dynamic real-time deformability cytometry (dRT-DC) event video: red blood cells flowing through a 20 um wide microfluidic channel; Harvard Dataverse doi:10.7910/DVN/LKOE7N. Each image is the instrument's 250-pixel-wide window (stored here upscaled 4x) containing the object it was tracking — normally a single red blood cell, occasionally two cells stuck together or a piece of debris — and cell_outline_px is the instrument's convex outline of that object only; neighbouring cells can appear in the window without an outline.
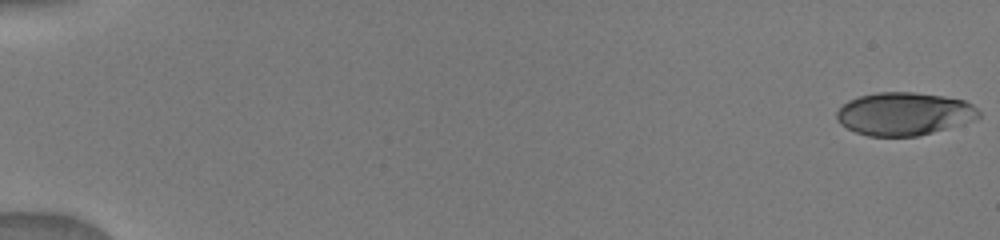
{"species": "human", "species_latin": "Homo sapiens", "temperature_condition": "warm", "stored_images_in_passage": 39, "camera_frame_rate_fps": 3000, "um_per_image_px": 0.085, "donor": {"sex": "male"}, "frame": {"image": 1, "passage_image": 1, "time_ms": 0.0, "image_size_px": [1000, 240], "cell_outline_px": [[980, 116], [972, 120], [960, 124], [932, 132], [916, 136], [868, 136], [856, 132], [840, 124], [836, 120], [836, 112], [848, 100], [860, 96], [880, 92], [912, 92], [944, 96], [964, 100], [972, 104], [980, 112]], "centroid_in_image_um": [76.83, 9.67], "position_along_channel_um": 8.2, "area_um2": 35.32}}
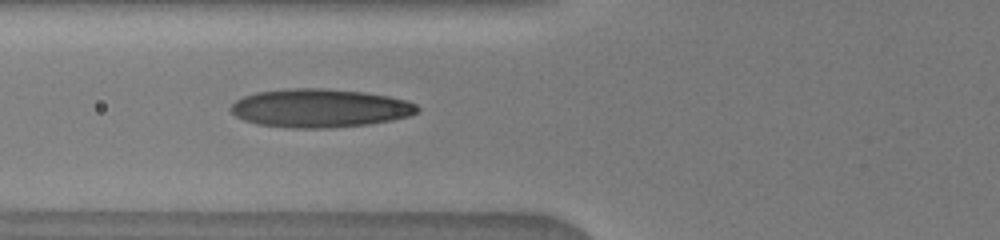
{"frame": {"image": 2, "passage_image": 11, "time_ms": 6.667, "image_size_px": [1000, 240], "cell_outline_px": [[420, 108], [416, 112], [408, 116], [392, 120], [368, 124], [328, 128], [292, 128], [256, 124], [244, 120], [236, 116], [228, 108], [236, 100], [244, 96], [256, 92], [288, 88], [324, 88], [364, 92], [388, 96], [408, 100], [416, 104]], "centroid_in_image_um": [27.17, 9.19], "position_along_channel_um": 98.6, "area_um2": 41.96}}
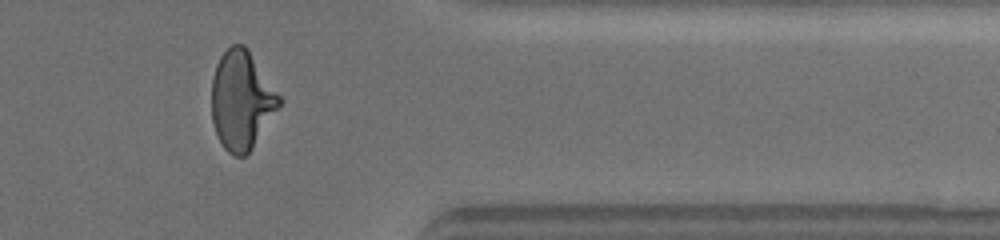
{"frame": {"image": 3, "passage_image": 36, "time_ms": 14.0, "image_size_px": [1000, 240], "cell_outline_px": [[284, 100], [252, 148], [244, 156], [236, 156], [228, 152], [224, 148], [216, 132], [212, 120], [212, 76], [216, 64], [220, 56], [232, 44], [244, 44], [248, 48]], "centroid_in_image_um": [20.55, 8.49], "position_along_channel_um": 390.9, "area_um2": 38.96}}